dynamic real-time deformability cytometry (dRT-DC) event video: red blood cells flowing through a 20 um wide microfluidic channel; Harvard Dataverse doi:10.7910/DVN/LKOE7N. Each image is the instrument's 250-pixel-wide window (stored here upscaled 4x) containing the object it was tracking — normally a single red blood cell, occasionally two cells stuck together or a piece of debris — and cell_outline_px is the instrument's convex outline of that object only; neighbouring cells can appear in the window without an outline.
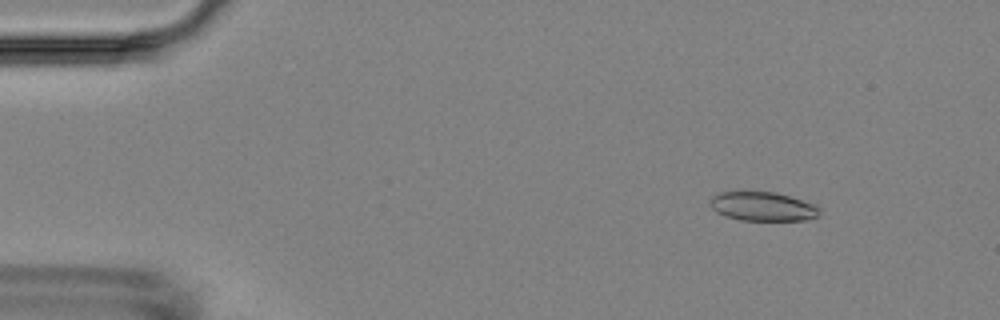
{"species": "Egyptian fruit bat (a non-hibernating species)", "species_latin": "Rousettus aegyptiacus", "temperature_condition": "room temperature", "stored_images_in_passage": 4, "camera_frame_rate_fps": 3000, "um_per_image_px": 0.085, "animal": {"sex": "female"}, "frame": {"image": 1, "passage_image": 1, "time_ms": 0.0, "image_size_px": [1000, 320], "cell_outline_px": [[820, 212], [816, 216], [804, 220], [740, 220], [724, 216], [716, 212], [708, 204], [708, 200], [712, 196], [720, 192], [776, 192], [816, 204], [820, 208]], "centroid_in_image_um": [64.79, 17.54], "position_along_channel_um": 20.2, "area_um2": 18.61}}
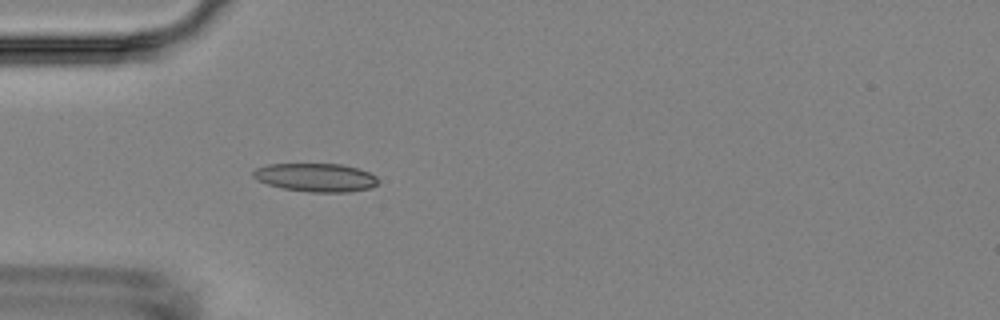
{"frame": {"image": 2, "passage_image": 4, "time_ms": 3.333, "image_size_px": [1000, 320], "cell_outline_px": [[376, 184], [372, 188], [348, 192], [308, 192], [284, 188], [268, 184], [256, 180], [252, 176], [252, 172], [256, 168], [268, 164], [340, 164], [356, 168], [368, 172], [376, 176]], "centroid_in_image_um": [26.81, 15.08], "position_along_channel_um": 58.2, "area_um2": 20.58}}